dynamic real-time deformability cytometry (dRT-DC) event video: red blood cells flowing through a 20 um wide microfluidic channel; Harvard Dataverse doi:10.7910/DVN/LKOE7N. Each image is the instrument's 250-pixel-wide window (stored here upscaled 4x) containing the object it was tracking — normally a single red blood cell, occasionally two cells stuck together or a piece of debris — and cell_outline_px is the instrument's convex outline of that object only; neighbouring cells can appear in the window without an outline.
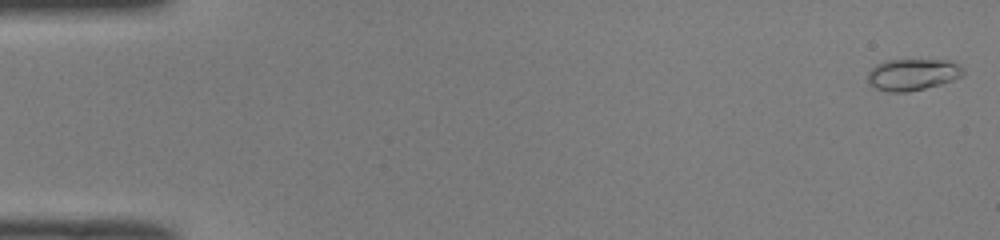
{"species": "common noctule bat (a hibernating species)", "species_latin": "Nyctalus noctula", "temperature_condition": "room temperature", "stored_images_in_passage": 51, "camera_frame_rate_fps": 3000, "um_per_image_px": 0.085, "animal": {"sex": "male", "body_mass_g": 19.0, "forearm_length_mm": 50.8}, "frame": {"image": 1, "passage_image": 1, "time_ms": 0.0, "image_size_px": [1000, 240], "cell_outline_px": [[964, 72], [960, 76], [952, 80], [940, 84], [908, 92], [888, 92], [876, 88], [868, 84], [868, 72], [876, 64], [884, 60], [948, 60], [964, 68]], "centroid_in_image_um": [77.53, 6.33], "position_along_channel_um": 7.5, "area_um2": 17.51}}
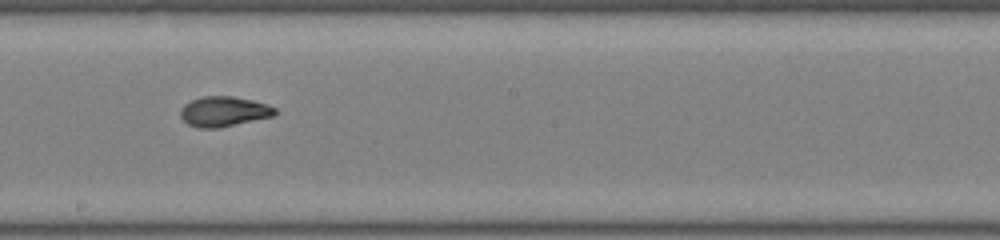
{"frame": {"image": 2, "passage_image": 29, "time_ms": 9.333, "image_size_px": [1000, 240], "cell_outline_px": [[276, 116], [216, 128], [196, 128], [188, 124], [180, 116], [180, 108], [184, 104], [192, 100], [204, 96], [232, 96], [252, 100], [268, 104], [276, 108]], "centroid_in_image_um": [19.03, 9.48], "position_along_channel_um": 229.2, "area_um2": 16.65}}
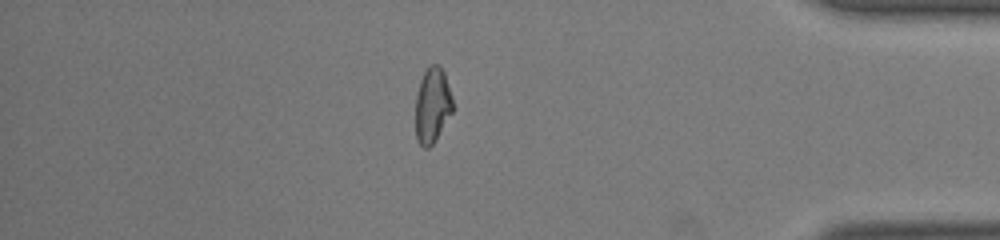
{"frame": {"image": 3, "passage_image": 44, "time_ms": 14.333, "image_size_px": [1000, 240], "cell_outline_px": [[452, 112], [432, 144], [428, 148], [424, 148], [420, 144], [416, 136], [416, 96], [420, 80], [424, 72], [432, 64], [440, 64], [444, 72], [452, 100]], "centroid_in_image_um": [36.74, 8.93], "position_along_channel_um": 398.5, "area_um2": 15.95}, "authors_computed_cell_mechanics": {"area_um2": 16.473, "velocity_mm_per_s": 4.0255, "shape_relaxation_time_tau1_ms": null, "shape_relaxation_time_tau2_ms": 1.2623, "deformation_change_tau1": null, "deformation_change_tau2": 0.0461}}